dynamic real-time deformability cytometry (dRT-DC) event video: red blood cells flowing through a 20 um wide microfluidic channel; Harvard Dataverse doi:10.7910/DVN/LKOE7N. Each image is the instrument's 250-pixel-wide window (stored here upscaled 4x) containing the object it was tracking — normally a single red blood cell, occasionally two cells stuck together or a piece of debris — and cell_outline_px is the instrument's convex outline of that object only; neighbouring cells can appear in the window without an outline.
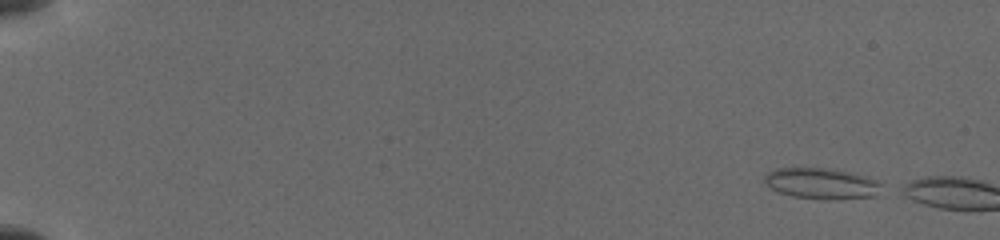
{"species": "common noctule bat (a hibernating species)", "species_latin": "Nyctalus noctula", "temperature_condition": "cold", "stored_images_in_passage": 4, "camera_frame_rate_fps": 3000, "um_per_image_px": 0.085, "animal": {"sex": "female", "body_mass_g": 19.5, "forearm_length_mm": 54.1}, "frame": {"image": 1, "passage_image": 1, "time_ms": 0.0, "image_size_px": [1000, 240], "cell_outline_px": [[888, 192], [880, 196], [828, 200], [792, 196], [780, 192], [772, 188], [764, 180], [764, 176], [768, 172], [776, 168], [820, 168], [848, 172], [868, 176], [876, 180], [888, 188]], "centroid_in_image_um": [70.0, 15.62], "position_along_channel_um": 15.0, "area_um2": 21.5}}